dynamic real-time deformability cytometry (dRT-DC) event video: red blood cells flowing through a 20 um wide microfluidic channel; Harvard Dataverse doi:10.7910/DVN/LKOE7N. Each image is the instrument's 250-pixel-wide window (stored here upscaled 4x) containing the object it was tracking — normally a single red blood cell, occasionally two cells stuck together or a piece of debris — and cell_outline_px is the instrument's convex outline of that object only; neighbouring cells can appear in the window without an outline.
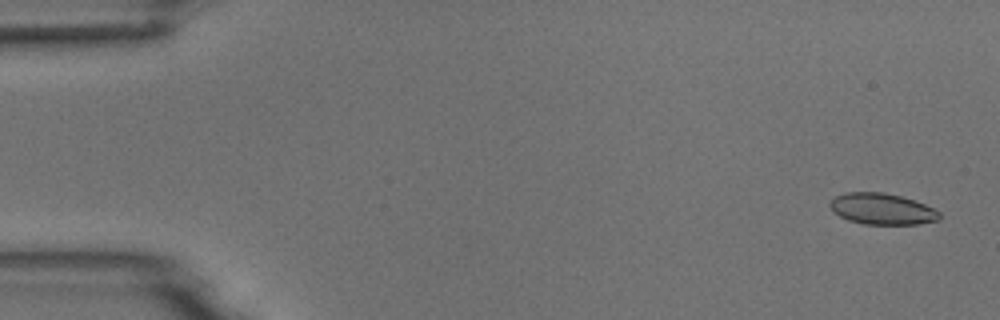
{"species": "common noctule bat (a hibernating species)", "species_latin": "Nyctalus noctula", "temperature_condition": "room temperature", "stored_images_in_passage": 54, "camera_frame_rate_fps": 3000, "um_per_image_px": 0.085, "animal": {"sex": "male", "body_mass_g": 18.8}, "frame": {"image": 1, "passage_image": 2, "time_ms": 0.333, "image_size_px": [1000, 320], "cell_outline_px": [[940, 220], [920, 224], [864, 224], [848, 220], [832, 212], [828, 204], [836, 196], [844, 192], [884, 192], [900, 196], [924, 204], [940, 212]], "centroid_in_image_um": [74.95, 17.76], "position_along_channel_um": 10.1, "area_um2": 19.94}}
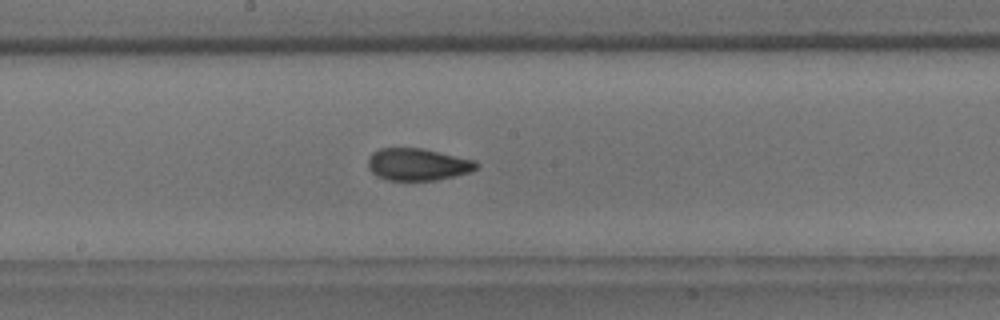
{"frame": {"image": 2, "passage_image": 29, "time_ms": 9.333, "image_size_px": [1000, 320], "cell_outline_px": [[480, 164], [472, 172], [436, 180], [388, 180], [376, 176], [368, 168], [368, 156], [372, 152], [380, 148], [424, 148], [476, 160]], "centroid_in_image_um": [35.52, 13.96], "position_along_channel_um": 212.7, "area_um2": 20.58}}
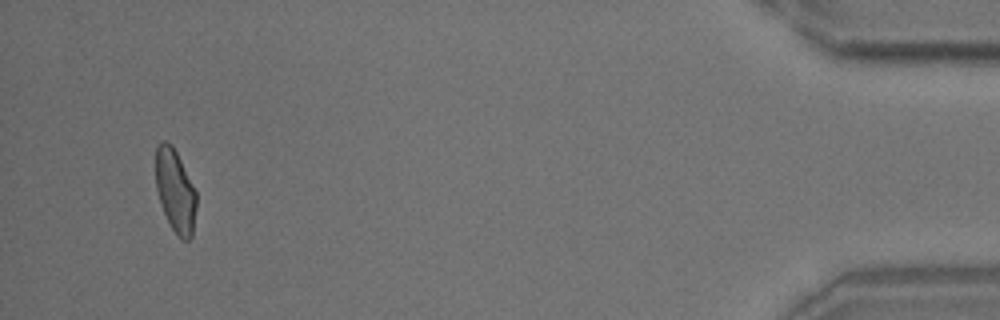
{"frame": {"image": 3, "passage_image": 52, "time_ms": 17.0, "image_size_px": [1000, 320], "cell_outline_px": [[196, 208], [192, 236], [188, 240], [184, 240], [176, 236], [164, 212], [156, 188], [156, 148], [164, 140], [172, 144], [196, 192]], "centroid_in_image_um": [14.9, 16.25], "position_along_channel_um": 420.3, "area_um2": 19.31}, "authors_computed_cell_mechanics": {"area_um2": 20.4034, "velocity_mm_per_s": 3.7032, "shape_relaxation_time_tau1_ms": 6.6065, "shape_relaxation_time_tau2_ms": 1.6321, "deformation_change_tau1": 0.1479, "deformation_change_tau2": 0.0716}}